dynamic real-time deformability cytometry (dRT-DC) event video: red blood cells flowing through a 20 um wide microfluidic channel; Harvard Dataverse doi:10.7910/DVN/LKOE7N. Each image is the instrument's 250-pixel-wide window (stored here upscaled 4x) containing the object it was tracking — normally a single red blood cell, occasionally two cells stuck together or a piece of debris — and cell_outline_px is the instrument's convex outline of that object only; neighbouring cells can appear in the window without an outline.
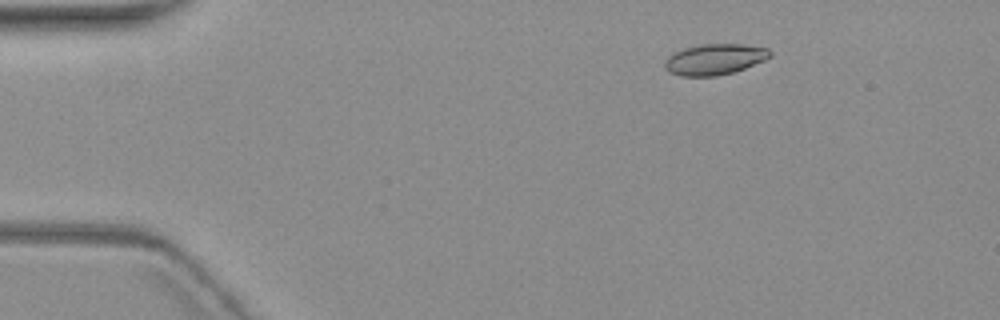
{"species": "common noctule bat (a hibernating species)", "species_latin": "Nyctalus noctula", "temperature_condition": "warm", "stored_images_in_passage": 9, "camera_frame_rate_fps": 3000, "um_per_image_px": 0.085, "animal": {"sex": "female", "body_mass_g": 19.3, "forearm_length_mm": 54.1}, "frame": {"image": 1, "passage_image": 1, "time_ms": 0.0, "image_size_px": [1000, 320], "cell_outline_px": [[772, 56], [764, 60], [744, 68], [732, 72], [716, 76], [680, 76], [668, 72], [664, 68], [664, 60], [668, 56], [684, 48], [700, 44], [740, 44], [768, 48], [772, 52]], "centroid_in_image_um": [60.72, 5.04], "position_along_channel_um": 24.3, "area_um2": 18.96}}
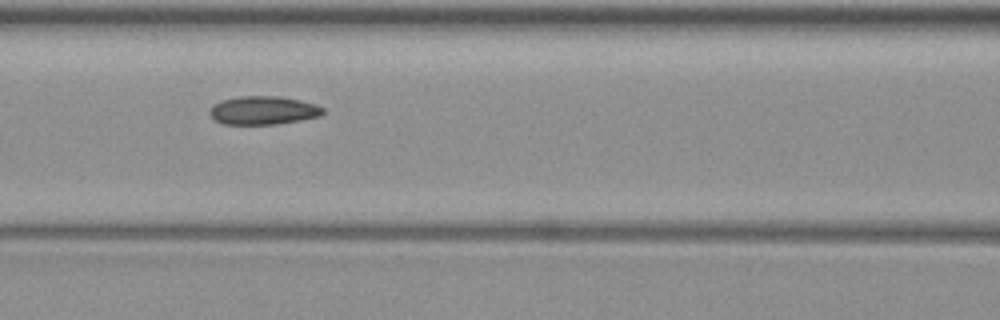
{"frame": {"image": 2, "passage_image": 6, "time_ms": 5.667, "image_size_px": [1000, 320], "cell_outline_px": [[324, 112], [320, 116], [300, 120], [276, 124], [224, 124], [216, 120], [208, 112], [220, 100], [240, 96], [280, 96], [300, 100], [316, 104], [324, 108]], "centroid_in_image_um": [22.4, 9.37], "position_along_channel_um": 144.2, "area_um2": 18.67}}
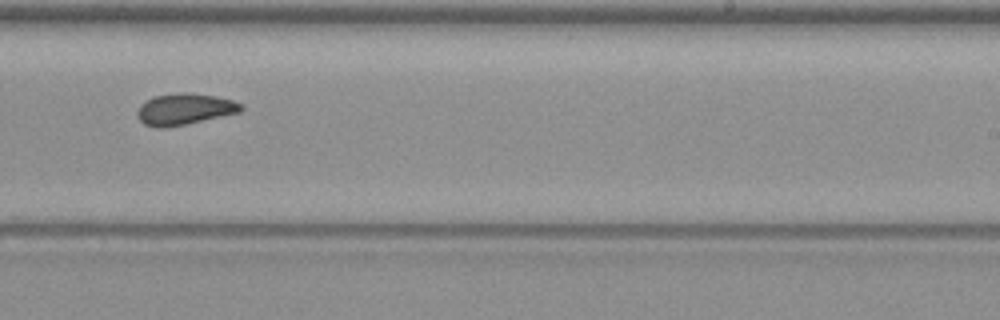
{"frame": {"image": 3, "passage_image": 9, "time_ms": 9.333, "image_size_px": [1000, 320], "cell_outline_px": [[244, 108], [240, 112], [184, 124], [164, 128], [160, 128], [144, 124], [136, 116], [136, 112], [140, 104], [156, 96], [184, 92], [216, 96], [232, 100], [240, 104]], "centroid_in_image_um": [15.66, 9.28], "position_along_channel_um": 273.3, "area_um2": 18.61}}